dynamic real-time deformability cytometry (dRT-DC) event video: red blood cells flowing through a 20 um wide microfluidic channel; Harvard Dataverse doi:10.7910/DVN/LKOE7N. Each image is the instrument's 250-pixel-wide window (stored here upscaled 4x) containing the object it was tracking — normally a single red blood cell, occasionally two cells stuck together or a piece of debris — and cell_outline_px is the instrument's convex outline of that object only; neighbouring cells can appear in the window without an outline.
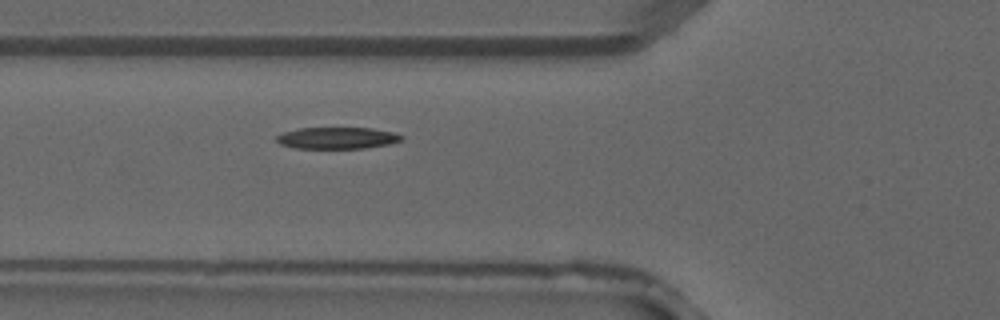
{"species": "common noctule bat (a hibernating species)", "species_latin": "Nyctalus noctula", "temperature_condition": "warm", "stored_images_in_passage": 2, "camera_frame_rate_fps": 3000, "um_per_image_px": 0.085, "animal": {"sex": "male", "forearm_length_mm": 52.5}, "frame": {"image": 1, "passage_image": 2, "time_ms": 0.333, "image_size_px": [1000, 320], "cell_outline_px": [[404, 140], [388, 144], [364, 148], [292, 148], [280, 144], [276, 140], [276, 136], [284, 132], [300, 128], [372, 128], [392, 132], [404, 136]], "centroid_in_image_um": [28.66, 11.73], "position_along_channel_um": 97.1, "area_um2": 15.72}}